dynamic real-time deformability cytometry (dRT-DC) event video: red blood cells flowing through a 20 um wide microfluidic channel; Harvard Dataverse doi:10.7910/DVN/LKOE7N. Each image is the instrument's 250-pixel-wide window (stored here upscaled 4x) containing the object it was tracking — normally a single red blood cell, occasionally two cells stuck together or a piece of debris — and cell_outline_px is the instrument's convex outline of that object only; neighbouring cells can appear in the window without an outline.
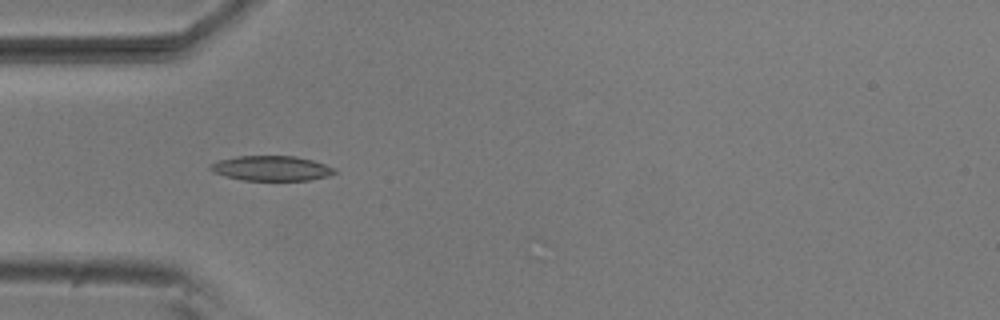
{"species": "common noctule bat (a hibernating species)", "species_latin": "Nyctalus noctula", "temperature_condition": "room temperature", "stored_images_in_passage": 4, "camera_frame_rate_fps": 3000, "um_per_image_px": 0.085, "animal": {"sex": "male", "body_mass_g": 20.5, "forearm_length_mm": 52.5}, "frame": {"image": 1, "passage_image": 4, "time_ms": 1.0, "image_size_px": [1000, 320], "cell_outline_px": [[336, 172], [328, 176], [308, 180], [244, 180], [212, 172], [208, 168], [212, 164], [220, 160], [236, 156], [296, 156], [312, 160], [336, 168]], "centroid_in_image_um": [23.09, 14.3], "position_along_channel_um": 61.9, "area_um2": 17.86}}